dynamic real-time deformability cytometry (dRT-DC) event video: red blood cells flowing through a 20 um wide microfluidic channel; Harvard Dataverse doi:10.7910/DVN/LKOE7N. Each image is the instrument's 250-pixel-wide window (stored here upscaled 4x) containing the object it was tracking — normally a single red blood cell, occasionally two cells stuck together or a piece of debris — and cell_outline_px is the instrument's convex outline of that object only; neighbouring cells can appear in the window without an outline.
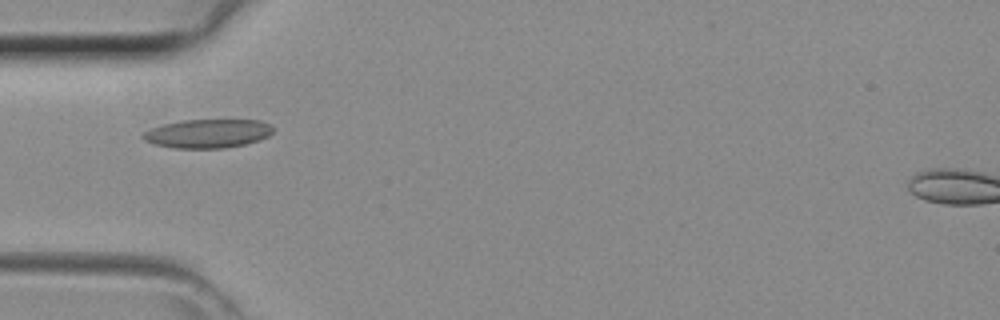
{"species": "common noctule bat (a hibernating species)", "species_latin": "Nyctalus noctula", "temperature_condition": "room temperature", "stored_images_in_passage": 31, "camera_frame_rate_fps": 3000, "um_per_image_px": 0.085, "animal": {"sex": "female", "body_mass_g": 29.2, "forearm_length_mm": 56.3}, "frame": {"image": 1, "passage_image": 2, "time_ms": 0.333, "image_size_px": [1000, 320], "cell_outline_px": [[272, 132], [268, 136], [260, 140], [244, 144], [224, 148], [176, 148], [156, 144], [144, 140], [140, 136], [144, 132], [152, 128], [164, 124], [184, 120], [260, 120], [268, 124], [272, 128]], "centroid_in_image_um": [17.65, 11.35], "position_along_channel_um": 67.3, "area_um2": 21.56}}
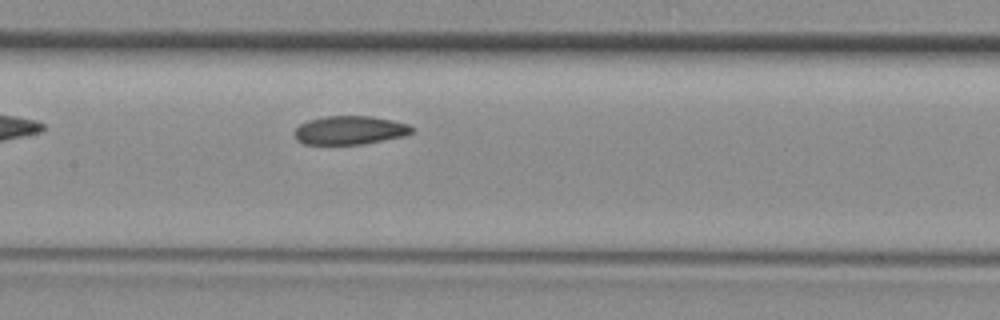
{"frame": {"image": 2, "passage_image": 9, "time_ms": 2.667, "image_size_px": [1000, 320], "cell_outline_px": [[412, 132], [404, 136], [364, 144], [304, 144], [296, 140], [296, 128], [300, 124], [308, 120], [324, 116], [372, 116], [392, 120], [408, 124], [412, 128]], "centroid_in_image_um": [29.73, 11.06], "position_along_channel_um": 177.7, "area_um2": 19.48}}
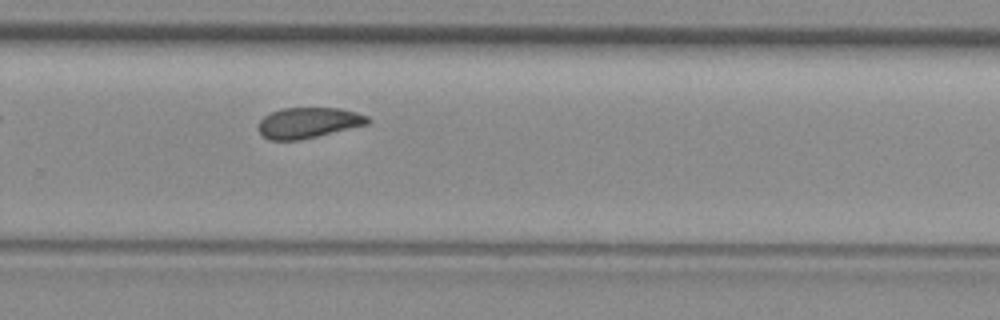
{"frame": {"image": 3, "passage_image": 17, "time_ms": 5.333, "image_size_px": [1000, 320], "cell_outline_px": [[372, 120], [368, 124], [300, 140], [268, 140], [260, 136], [260, 120], [264, 116], [280, 108], [340, 108], [356, 112], [368, 116]], "centroid_in_image_um": [26.22, 10.43], "position_along_channel_um": 303.6, "area_um2": 19.54}}